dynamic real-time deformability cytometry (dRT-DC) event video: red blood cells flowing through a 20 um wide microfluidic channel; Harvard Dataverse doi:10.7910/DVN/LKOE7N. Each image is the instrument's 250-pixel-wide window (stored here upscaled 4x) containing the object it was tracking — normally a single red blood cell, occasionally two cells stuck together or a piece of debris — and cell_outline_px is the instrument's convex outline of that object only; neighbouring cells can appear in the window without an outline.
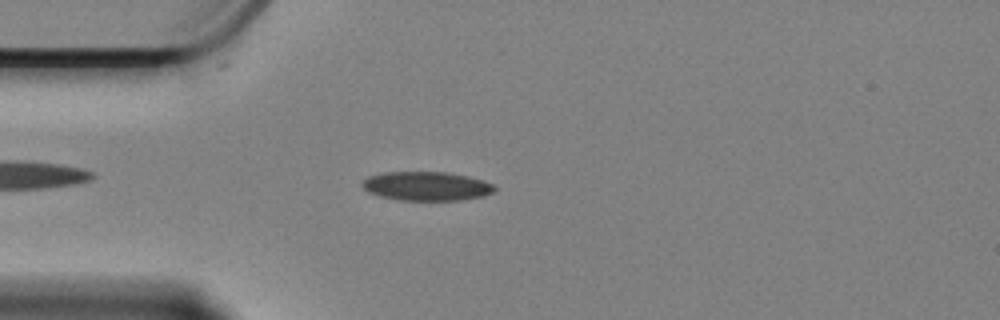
{"species": "Egyptian fruit bat (a non-hibernating species)", "species_latin": "Rousettus aegyptiacus", "temperature_condition": "cold", "stored_images_in_passage": 50, "camera_frame_rate_fps": 3000, "um_per_image_px": 0.085, "animal": {"sex": "female"}, "frame": {"image": 1, "passage_image": 6, "time_ms": 1.667, "image_size_px": [1000, 320], "cell_outline_px": [[496, 188], [492, 192], [484, 196], [460, 200], [400, 200], [380, 196], [368, 192], [360, 184], [368, 176], [384, 172], [448, 172], [468, 176], [484, 180], [492, 184]], "centroid_in_image_um": [36.25, 15.81], "position_along_channel_um": 48.8, "area_um2": 22.37}}
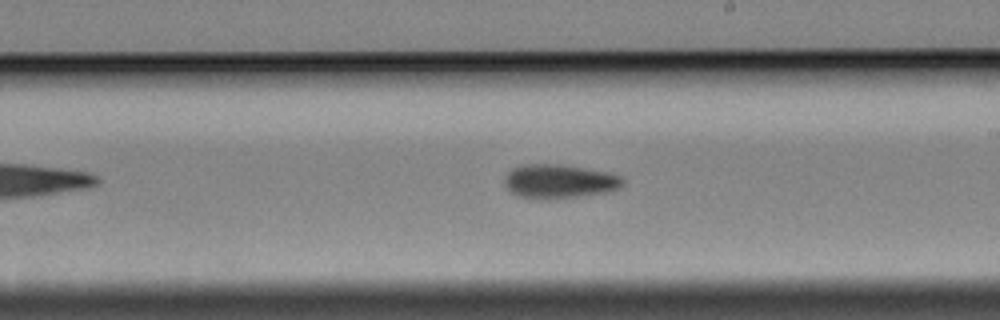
{"frame": {"image": 2, "passage_image": 24, "time_ms": 7.667, "image_size_px": [1000, 320], "cell_outline_px": [[624, 180], [616, 188], [608, 192], [548, 200], [536, 200], [516, 196], [504, 184], [504, 180], [508, 172], [512, 168], [520, 164], [556, 164], [608, 172], [620, 176]], "centroid_in_image_um": [47.45, 15.43], "position_along_channel_um": 241.5, "area_um2": 23.41}}
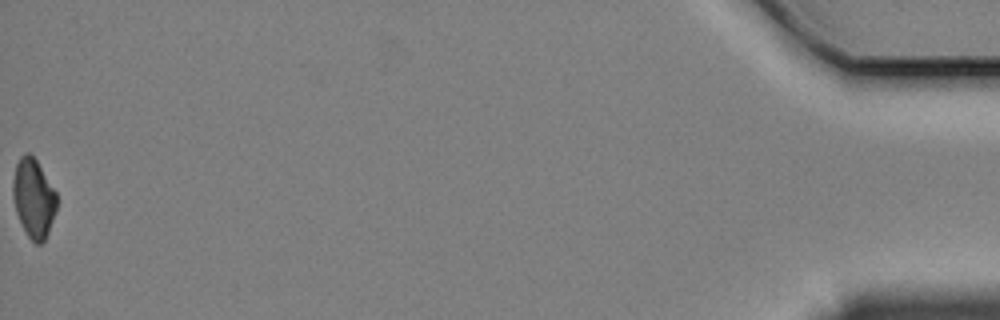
{"frame": {"image": 3, "passage_image": 50, "time_ms": 16.333, "image_size_px": [1000, 320], "cell_outline_px": [[56, 208], [48, 232], [44, 240], [40, 244], [36, 244], [28, 236], [16, 212], [12, 196], [12, 180], [16, 164], [20, 156], [24, 152], [28, 152], [36, 160], [56, 192]], "centroid_in_image_um": [2.82, 16.81], "position_along_channel_um": 432.4, "area_um2": 19.88}, "authors_computed_cell_mechanics": {"area_um2": 21.9062, "velocity_mm_per_s": 3.3696, "shape_relaxation_time_tau1_ms": 6.3308, "shape_relaxation_time_tau2_ms": null, "deformation_change_tau1": 0.1311, "deformation_change_tau2": null}}